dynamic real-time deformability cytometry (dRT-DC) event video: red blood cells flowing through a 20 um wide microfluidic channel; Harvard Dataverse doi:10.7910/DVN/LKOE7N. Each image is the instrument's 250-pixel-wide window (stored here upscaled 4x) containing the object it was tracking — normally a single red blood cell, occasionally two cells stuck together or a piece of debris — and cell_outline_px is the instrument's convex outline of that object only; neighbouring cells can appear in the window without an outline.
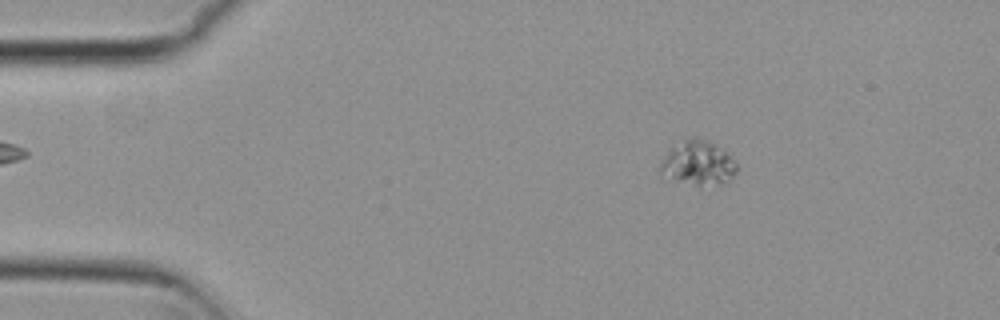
{"species": "common noctule bat (a hibernating species)", "species_latin": "Nyctalus noctula", "temperature_condition": "cold", "stored_images_in_passage": 3, "camera_frame_rate_fps": 3000, "um_per_image_px": 0.085, "animal": {"sex": "female", "body_mass_g": 29.2, "forearm_length_mm": 56.3}, "frame": {"image": 1, "passage_image": 2, "time_ms": 0.333, "image_size_px": [1000, 320], "cell_outline_px": [[736, 172], [732, 180], [724, 184], [700, 188], [676, 180], [660, 172], [656, 168], [660, 160], [684, 136], [696, 136], [728, 152], [736, 160]], "centroid_in_image_um": [59.34, 13.89], "position_along_channel_um": 25.7, "area_um2": 20.52}}